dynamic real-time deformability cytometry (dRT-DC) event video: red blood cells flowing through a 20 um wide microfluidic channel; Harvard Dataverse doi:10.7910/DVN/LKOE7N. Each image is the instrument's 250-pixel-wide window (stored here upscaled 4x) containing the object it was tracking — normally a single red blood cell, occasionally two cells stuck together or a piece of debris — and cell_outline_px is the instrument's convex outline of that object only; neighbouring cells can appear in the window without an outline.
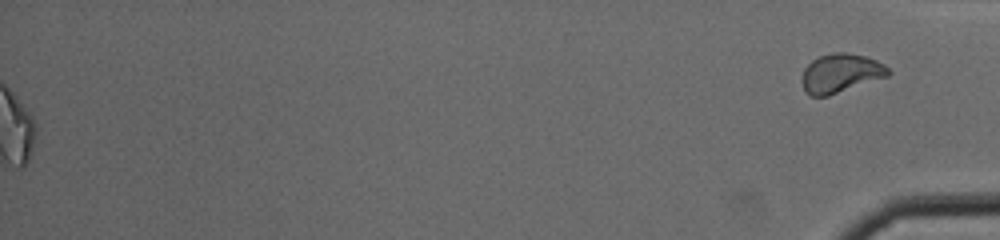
{"species": "common noctule bat (a hibernating species)", "species_latin": "Nyctalus noctula", "temperature_condition": "cold", "stored_images_in_passage": 43, "segment_of_instrument_passage": [2, 2], "camera_frame_rate_fps": 3000, "um_per_image_px": 0.085, "animal": {"sex": "male", "body_mass_g": 19.0, "forearm_length_mm": 50.8}, "frame": {"image": 1, "passage_image": 43, "time_ms": 14.0, "image_size_px": [1000, 240], "cell_outline_px": [[892, 72], [888, 76], [828, 96], [808, 96], [804, 92], [800, 80], [804, 68], [812, 60], [820, 56], [832, 52], [848, 52], [864, 56], [876, 60], [884, 64]], "centroid_in_image_um": [71.42, 6.23], "position_along_channel_um": 363.8, "area_um2": 19.83}}